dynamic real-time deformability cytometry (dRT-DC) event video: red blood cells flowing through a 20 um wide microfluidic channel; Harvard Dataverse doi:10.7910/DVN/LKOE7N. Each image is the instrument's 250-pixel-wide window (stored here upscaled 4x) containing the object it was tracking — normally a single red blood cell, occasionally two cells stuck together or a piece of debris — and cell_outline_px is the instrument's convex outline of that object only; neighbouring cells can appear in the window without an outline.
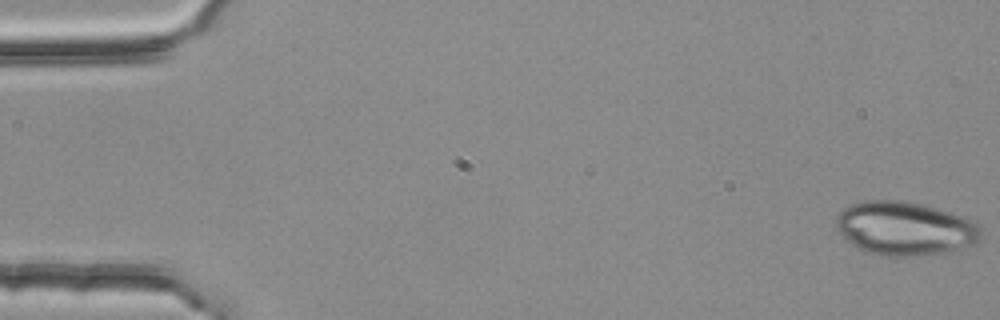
{"species": "common noctule bat (a hibernating species)", "species_latin": "Nyctalus noctula", "temperature_condition": "room temperature", "stored_images_in_passage": 5, "camera_frame_rate_fps": 3000, "um_per_image_px": 0.085, "animal": {"sex": "female", "body_mass_g": 25.1}, "frame": {"image": 1, "passage_image": 1, "time_ms": 0.0, "image_size_px": [1000, 320], "cell_outline_px": [[980, 240], [976, 244], [960, 252], [916, 256], [880, 256], [864, 252], [852, 244], [836, 228], [836, 216], [844, 208], [852, 204], [868, 200], [904, 200], [924, 204], [960, 216], [976, 224], [980, 228]], "centroid_in_image_um": [76.94, 19.45], "position_along_channel_um": 8.1, "area_um2": 45.84}}